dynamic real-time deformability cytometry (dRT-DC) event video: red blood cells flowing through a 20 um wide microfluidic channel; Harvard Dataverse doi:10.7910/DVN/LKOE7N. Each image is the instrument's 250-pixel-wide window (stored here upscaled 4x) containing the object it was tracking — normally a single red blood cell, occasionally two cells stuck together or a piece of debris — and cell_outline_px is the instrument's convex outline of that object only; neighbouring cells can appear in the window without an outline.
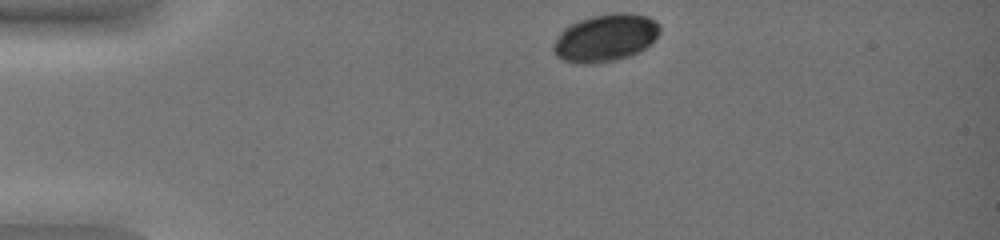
{"species": "common noctule bat (a hibernating species)", "species_latin": "Nyctalus noctula", "temperature_condition": "warm", "stored_images_in_passage": 39, "camera_frame_rate_fps": 3000, "um_per_image_px": 0.085, "animal": {"sex": "female", "body_mass_g": 19.0, "forearm_length_mm": 51.5}, "frame": {"image": 1, "passage_image": 1, "time_ms": 0.0, "image_size_px": [1000, 240], "cell_outline_px": [[660, 32], [640, 52], [616, 60], [592, 64], [576, 64], [564, 60], [556, 56], [552, 52], [552, 44], [560, 32], [564, 28], [580, 20], [592, 16], [616, 12], [624, 12], [648, 16], [656, 20], [660, 24]], "centroid_in_image_um": [51.44, 3.22], "position_along_channel_um": 33.6, "area_um2": 29.59}}
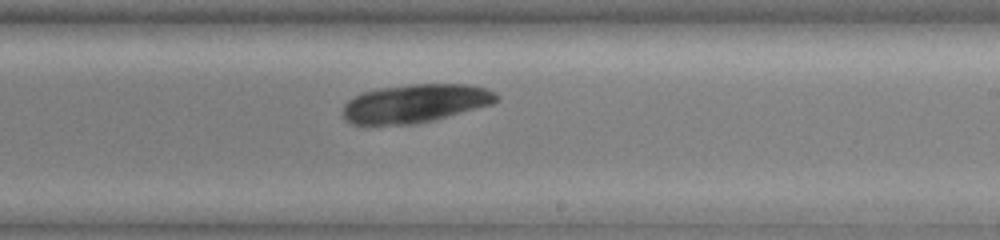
{"frame": {"image": 2, "passage_image": 23, "time_ms": 7.333, "image_size_px": [1000, 240], "cell_outline_px": [[500, 100], [492, 104], [436, 120], [416, 124], [368, 128], [364, 128], [352, 124], [344, 120], [344, 104], [348, 100], [360, 92], [380, 88], [412, 84], [468, 84], [488, 88], [496, 92], [500, 96]], "centroid_in_image_um": [35.26, 8.83], "position_along_channel_um": 253.7, "area_um2": 35.72}}
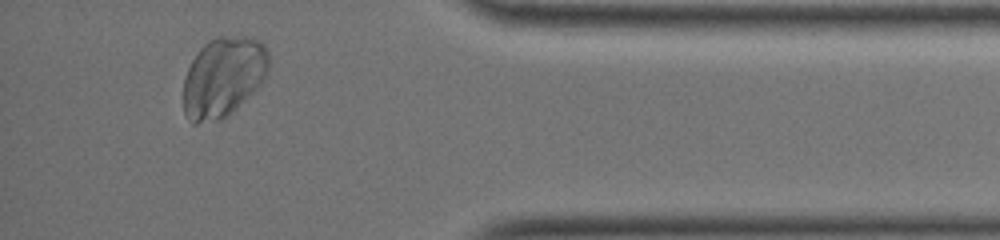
{"frame": {"image": 3, "passage_image": 37, "time_ms": 12.0, "image_size_px": [1000, 240], "cell_outline_px": [[268, 72], [264, 80], [224, 120], [196, 124], [192, 124], [184, 116], [184, 76], [196, 52], [208, 40], [216, 36], [252, 36], [260, 40], [264, 44], [268, 52]], "centroid_in_image_um": [18.97, 6.54], "position_along_channel_um": 416.2, "area_um2": 40.4}}